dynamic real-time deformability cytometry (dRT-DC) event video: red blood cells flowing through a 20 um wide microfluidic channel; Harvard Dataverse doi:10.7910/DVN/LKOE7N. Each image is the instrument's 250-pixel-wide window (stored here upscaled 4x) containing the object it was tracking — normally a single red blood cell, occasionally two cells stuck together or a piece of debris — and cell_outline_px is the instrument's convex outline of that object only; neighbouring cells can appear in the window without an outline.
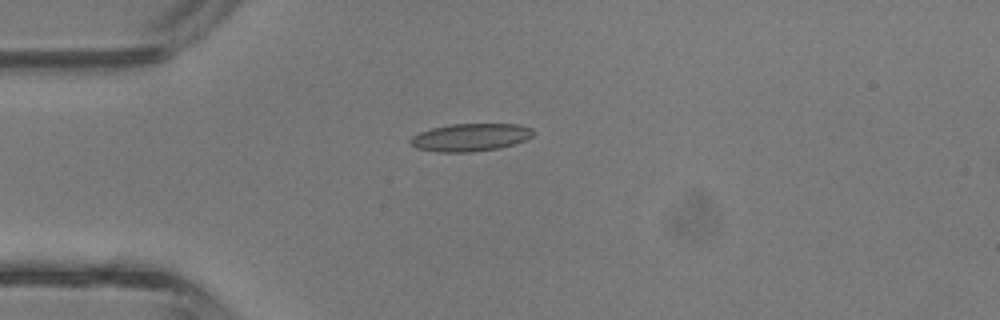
{"species": "common noctule bat (a hibernating species)", "species_latin": "Nyctalus noctula", "temperature_condition": "room temperature", "stored_images_in_passage": 4, "camera_frame_rate_fps": 3000, "um_per_image_px": 0.085, "animal": {"sex": "male", "body_mass_g": 13.3}, "frame": {"image": 1, "passage_image": 3, "time_ms": 0.667, "image_size_px": [1000, 320], "cell_outline_px": [[532, 136], [524, 140], [500, 148], [472, 152], [440, 152], [416, 148], [408, 140], [412, 136], [420, 132], [432, 128], [448, 124], [520, 124], [532, 128]], "centroid_in_image_um": [39.96, 11.67], "position_along_channel_um": 45.0, "area_um2": 19.77}}
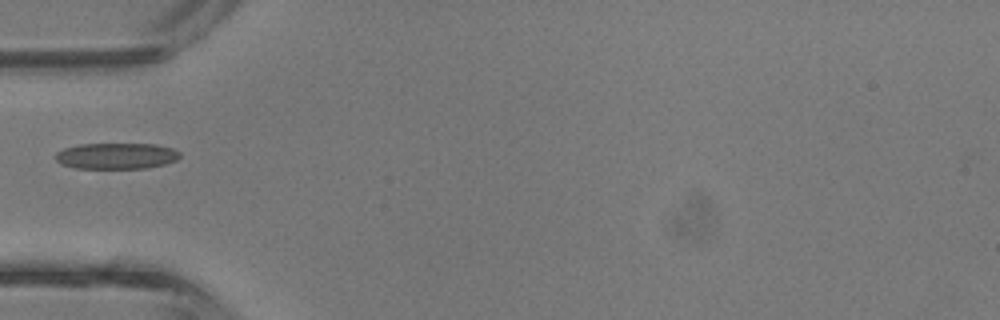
{"frame": {"image": 2, "passage_image": 4, "time_ms": 1.0, "image_size_px": [1000, 320], "cell_outline_px": [[180, 156], [176, 160], [164, 164], [148, 168], [76, 168], [60, 164], [56, 160], [56, 152], [64, 148], [80, 144], [156, 144], [172, 148], [180, 152]], "centroid_in_image_um": [9.89, 13.25], "position_along_channel_um": 75.1, "area_um2": 18.9}}